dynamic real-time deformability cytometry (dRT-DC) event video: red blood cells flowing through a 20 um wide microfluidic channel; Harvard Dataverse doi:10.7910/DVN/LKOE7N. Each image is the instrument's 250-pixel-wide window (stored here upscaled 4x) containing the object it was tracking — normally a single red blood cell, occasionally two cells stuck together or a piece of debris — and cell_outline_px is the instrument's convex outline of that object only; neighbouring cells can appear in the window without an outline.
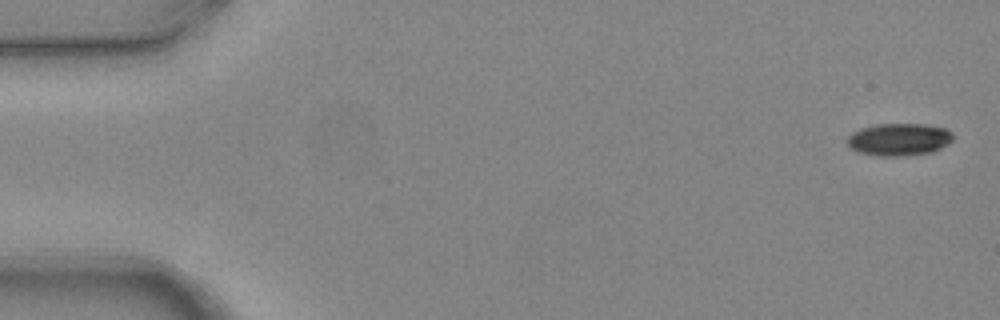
{"species": "common noctule bat (a hibernating species)", "species_latin": "Nyctalus noctula", "temperature_condition": "warm", "stored_images_in_passage": 6, "camera_frame_rate_fps": 3000, "um_per_image_px": 0.085, "animal": {"sex": "female", "body_mass_g": 24.6, "forearm_length_mm": 56.2}, "frame": {"image": 1, "passage_image": 1, "time_ms": 0.0, "image_size_px": [1000, 320], "cell_outline_px": [[952, 140], [948, 144], [932, 152], [908, 156], [880, 156], [860, 152], [852, 148], [848, 144], [848, 136], [852, 132], [860, 128], [876, 124], [924, 124], [944, 128], [952, 132]], "centroid_in_image_um": [76.43, 11.85], "position_along_channel_um": 8.6, "area_um2": 19.94}}
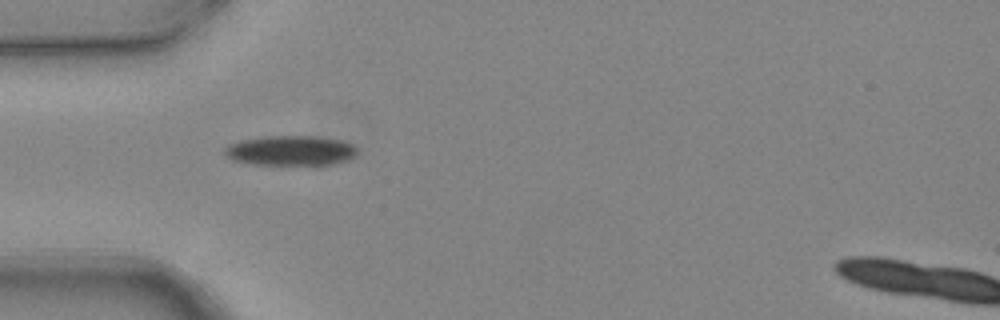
{"frame": {"image": 2, "passage_image": 5, "time_ms": 1.333, "image_size_px": [1000, 320], "cell_outline_px": [[356, 152], [348, 160], [332, 164], [252, 164], [232, 160], [224, 156], [224, 148], [228, 144], [244, 140], [268, 136], [316, 136], [340, 140], [352, 144], [356, 148]], "centroid_in_image_um": [24.66, 12.8], "position_along_channel_um": 60.3, "area_um2": 22.89}}
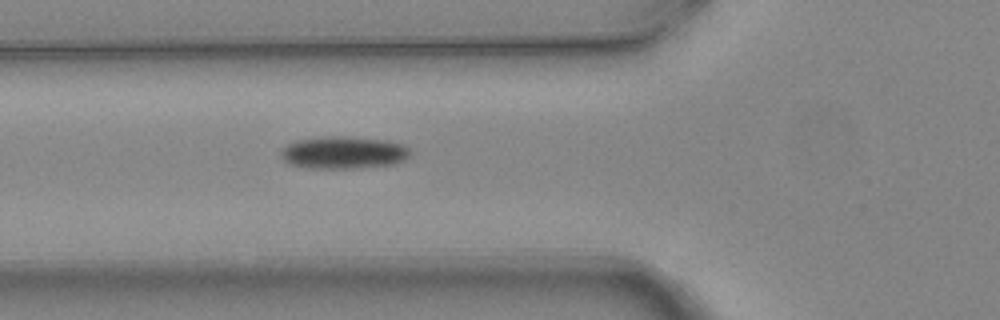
{"frame": {"image": 3, "passage_image": 6, "time_ms": 1.667, "image_size_px": [1000, 320], "cell_outline_px": [[408, 156], [404, 160], [396, 164], [356, 168], [308, 168], [292, 164], [284, 160], [280, 156], [280, 152], [288, 144], [296, 140], [320, 136], [348, 136], [388, 140], [404, 144], [408, 148]], "centroid_in_image_um": [29.21, 12.95], "position_along_channel_um": 96.6, "area_um2": 24.57}}